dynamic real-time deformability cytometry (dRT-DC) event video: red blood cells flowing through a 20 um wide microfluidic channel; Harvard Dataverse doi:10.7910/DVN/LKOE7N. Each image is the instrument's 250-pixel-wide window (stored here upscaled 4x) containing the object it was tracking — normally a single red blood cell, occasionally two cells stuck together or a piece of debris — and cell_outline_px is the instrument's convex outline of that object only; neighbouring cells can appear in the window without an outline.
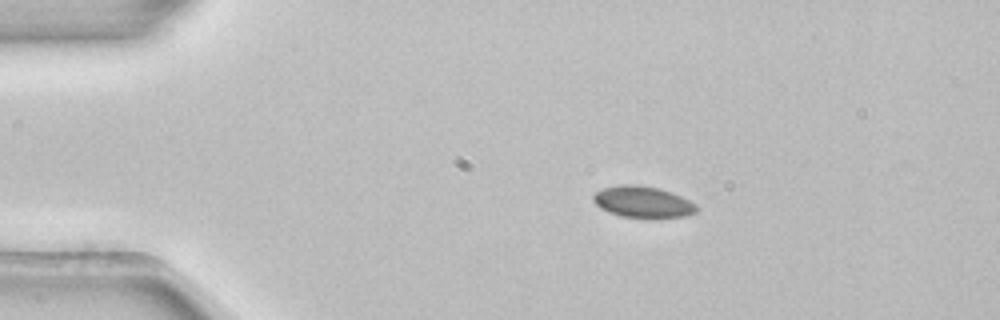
{"species": "common noctule bat (a hibernating species)", "species_latin": "Nyctalus noctula", "temperature_condition": "room temperature", "stored_images_in_passage": 3, "camera_frame_rate_fps": 3000, "um_per_image_px": 0.085, "animal": {"sex": "female", "body_mass_g": 22.7, "forearm_length_mm": 54.2}, "frame": {"image": 1, "passage_image": 1, "time_ms": 0.0, "image_size_px": [1000, 320], "cell_outline_px": [[700, 208], [696, 212], [684, 216], [656, 220], [652, 220], [620, 216], [608, 212], [600, 208], [592, 200], [592, 196], [596, 192], [604, 188], [620, 184], [632, 184], [660, 188], [672, 192], [696, 204]], "centroid_in_image_um": [54.66, 17.2], "position_along_channel_um": 30.3, "area_um2": 19.54}}
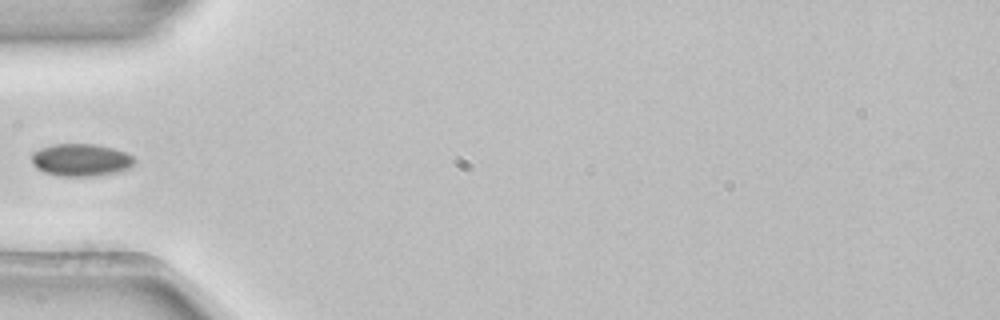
{"frame": {"image": 2, "passage_image": 3, "time_ms": 0.667, "image_size_px": [1000, 320], "cell_outline_px": [[136, 164], [128, 168], [116, 172], [92, 176], [60, 176], [44, 172], [36, 168], [32, 164], [32, 152], [40, 148], [52, 144], [92, 144], [112, 148], [124, 152], [132, 156], [136, 160]], "centroid_in_image_um": [6.86, 13.59], "position_along_channel_um": 78.1, "area_um2": 19.42}}